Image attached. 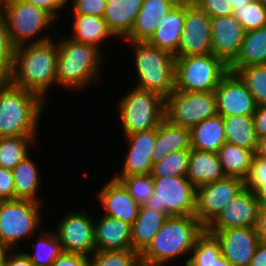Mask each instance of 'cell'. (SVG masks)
Returning a JSON list of instances; mask_svg holds the SVG:
<instances>
[{"instance_id":"cell-1","label":"cell","mask_w":266,"mask_h":266,"mask_svg":"<svg viewBox=\"0 0 266 266\" xmlns=\"http://www.w3.org/2000/svg\"><path fill=\"white\" fill-rule=\"evenodd\" d=\"M53 40L15 49L11 84L34 92L44 100L49 97L50 86L57 84L58 47Z\"/></svg>"},{"instance_id":"cell-2","label":"cell","mask_w":266,"mask_h":266,"mask_svg":"<svg viewBox=\"0 0 266 266\" xmlns=\"http://www.w3.org/2000/svg\"><path fill=\"white\" fill-rule=\"evenodd\" d=\"M205 229L195 216L167 217L151 243L140 253L141 266H165L174 258L188 256Z\"/></svg>"},{"instance_id":"cell-3","label":"cell","mask_w":266,"mask_h":266,"mask_svg":"<svg viewBox=\"0 0 266 266\" xmlns=\"http://www.w3.org/2000/svg\"><path fill=\"white\" fill-rule=\"evenodd\" d=\"M46 103L34 92L0 83V137L38 136Z\"/></svg>"},{"instance_id":"cell-4","label":"cell","mask_w":266,"mask_h":266,"mask_svg":"<svg viewBox=\"0 0 266 266\" xmlns=\"http://www.w3.org/2000/svg\"><path fill=\"white\" fill-rule=\"evenodd\" d=\"M64 37L59 36L57 42V85L71 91L85 90L90 83L99 82L103 52L97 46Z\"/></svg>"},{"instance_id":"cell-5","label":"cell","mask_w":266,"mask_h":266,"mask_svg":"<svg viewBox=\"0 0 266 266\" xmlns=\"http://www.w3.org/2000/svg\"><path fill=\"white\" fill-rule=\"evenodd\" d=\"M127 42L132 45L138 75L135 87L157 93L165 99L175 90L176 57L147 42Z\"/></svg>"},{"instance_id":"cell-6","label":"cell","mask_w":266,"mask_h":266,"mask_svg":"<svg viewBox=\"0 0 266 266\" xmlns=\"http://www.w3.org/2000/svg\"><path fill=\"white\" fill-rule=\"evenodd\" d=\"M0 15L4 19L14 48L52 40L44 30L56 24L43 10L25 0H0ZM40 35L39 37H37ZM48 35V36H47Z\"/></svg>"},{"instance_id":"cell-7","label":"cell","mask_w":266,"mask_h":266,"mask_svg":"<svg viewBox=\"0 0 266 266\" xmlns=\"http://www.w3.org/2000/svg\"><path fill=\"white\" fill-rule=\"evenodd\" d=\"M118 100L115 106L125 136L157 128L165 118V99L157 93L133 87Z\"/></svg>"},{"instance_id":"cell-8","label":"cell","mask_w":266,"mask_h":266,"mask_svg":"<svg viewBox=\"0 0 266 266\" xmlns=\"http://www.w3.org/2000/svg\"><path fill=\"white\" fill-rule=\"evenodd\" d=\"M229 72L228 65L212 53L176 57L175 90L211 92Z\"/></svg>"},{"instance_id":"cell-9","label":"cell","mask_w":266,"mask_h":266,"mask_svg":"<svg viewBox=\"0 0 266 266\" xmlns=\"http://www.w3.org/2000/svg\"><path fill=\"white\" fill-rule=\"evenodd\" d=\"M43 204L31 200H0V241L14 250L19 241L35 235L41 221Z\"/></svg>"},{"instance_id":"cell-10","label":"cell","mask_w":266,"mask_h":266,"mask_svg":"<svg viewBox=\"0 0 266 266\" xmlns=\"http://www.w3.org/2000/svg\"><path fill=\"white\" fill-rule=\"evenodd\" d=\"M154 190L146 206L169 216H195L197 188L186 176L153 178Z\"/></svg>"},{"instance_id":"cell-11","label":"cell","mask_w":266,"mask_h":266,"mask_svg":"<svg viewBox=\"0 0 266 266\" xmlns=\"http://www.w3.org/2000/svg\"><path fill=\"white\" fill-rule=\"evenodd\" d=\"M217 114L216 96L211 92L174 90L165 98L164 115L171 124L192 129Z\"/></svg>"},{"instance_id":"cell-12","label":"cell","mask_w":266,"mask_h":266,"mask_svg":"<svg viewBox=\"0 0 266 266\" xmlns=\"http://www.w3.org/2000/svg\"><path fill=\"white\" fill-rule=\"evenodd\" d=\"M54 231L63 252L91 257L96 251L94 242V218L86 209L65 211Z\"/></svg>"},{"instance_id":"cell-13","label":"cell","mask_w":266,"mask_h":266,"mask_svg":"<svg viewBox=\"0 0 266 266\" xmlns=\"http://www.w3.org/2000/svg\"><path fill=\"white\" fill-rule=\"evenodd\" d=\"M244 187V180L229 176L199 186L196 190L195 217L207 228Z\"/></svg>"},{"instance_id":"cell-14","label":"cell","mask_w":266,"mask_h":266,"mask_svg":"<svg viewBox=\"0 0 266 266\" xmlns=\"http://www.w3.org/2000/svg\"><path fill=\"white\" fill-rule=\"evenodd\" d=\"M211 17L191 0H185L184 28L178 45V57L212 53Z\"/></svg>"},{"instance_id":"cell-15","label":"cell","mask_w":266,"mask_h":266,"mask_svg":"<svg viewBox=\"0 0 266 266\" xmlns=\"http://www.w3.org/2000/svg\"><path fill=\"white\" fill-rule=\"evenodd\" d=\"M217 104V114L221 116L245 115L253 116L256 103L251 92L240 77L228 72L214 90Z\"/></svg>"},{"instance_id":"cell-16","label":"cell","mask_w":266,"mask_h":266,"mask_svg":"<svg viewBox=\"0 0 266 266\" xmlns=\"http://www.w3.org/2000/svg\"><path fill=\"white\" fill-rule=\"evenodd\" d=\"M259 206L254 192L244 187L237 196L227 203L206 230L220 232L231 228H254Z\"/></svg>"},{"instance_id":"cell-17","label":"cell","mask_w":266,"mask_h":266,"mask_svg":"<svg viewBox=\"0 0 266 266\" xmlns=\"http://www.w3.org/2000/svg\"><path fill=\"white\" fill-rule=\"evenodd\" d=\"M245 32L233 14L211 18L212 54L229 65L239 53Z\"/></svg>"},{"instance_id":"cell-18","label":"cell","mask_w":266,"mask_h":266,"mask_svg":"<svg viewBox=\"0 0 266 266\" xmlns=\"http://www.w3.org/2000/svg\"><path fill=\"white\" fill-rule=\"evenodd\" d=\"M129 145L124 158L122 170L116 172L115 176H130L139 174H150L152 170V154L156 141V128L135 132L126 135Z\"/></svg>"},{"instance_id":"cell-19","label":"cell","mask_w":266,"mask_h":266,"mask_svg":"<svg viewBox=\"0 0 266 266\" xmlns=\"http://www.w3.org/2000/svg\"><path fill=\"white\" fill-rule=\"evenodd\" d=\"M214 234L221 246V252L231 266H249L259 243L254 228H231Z\"/></svg>"},{"instance_id":"cell-20","label":"cell","mask_w":266,"mask_h":266,"mask_svg":"<svg viewBox=\"0 0 266 266\" xmlns=\"http://www.w3.org/2000/svg\"><path fill=\"white\" fill-rule=\"evenodd\" d=\"M99 201L103 215L117 218L130 225L136 220L140 205L131 197L124 186L113 177L100 189Z\"/></svg>"},{"instance_id":"cell-21","label":"cell","mask_w":266,"mask_h":266,"mask_svg":"<svg viewBox=\"0 0 266 266\" xmlns=\"http://www.w3.org/2000/svg\"><path fill=\"white\" fill-rule=\"evenodd\" d=\"M181 0H144L131 32L124 41L147 42L156 31L161 19Z\"/></svg>"},{"instance_id":"cell-22","label":"cell","mask_w":266,"mask_h":266,"mask_svg":"<svg viewBox=\"0 0 266 266\" xmlns=\"http://www.w3.org/2000/svg\"><path fill=\"white\" fill-rule=\"evenodd\" d=\"M97 220H94L96 251L132 249V227L129 223L103 214Z\"/></svg>"},{"instance_id":"cell-23","label":"cell","mask_w":266,"mask_h":266,"mask_svg":"<svg viewBox=\"0 0 266 266\" xmlns=\"http://www.w3.org/2000/svg\"><path fill=\"white\" fill-rule=\"evenodd\" d=\"M185 0H181L157 26L147 43L178 57V45L184 28Z\"/></svg>"},{"instance_id":"cell-24","label":"cell","mask_w":266,"mask_h":266,"mask_svg":"<svg viewBox=\"0 0 266 266\" xmlns=\"http://www.w3.org/2000/svg\"><path fill=\"white\" fill-rule=\"evenodd\" d=\"M191 148V129L171 124L164 118L156 128L152 163L161 161L171 152Z\"/></svg>"},{"instance_id":"cell-25","label":"cell","mask_w":266,"mask_h":266,"mask_svg":"<svg viewBox=\"0 0 266 266\" xmlns=\"http://www.w3.org/2000/svg\"><path fill=\"white\" fill-rule=\"evenodd\" d=\"M144 0H107L104 20L115 37L125 38L132 30Z\"/></svg>"},{"instance_id":"cell-26","label":"cell","mask_w":266,"mask_h":266,"mask_svg":"<svg viewBox=\"0 0 266 266\" xmlns=\"http://www.w3.org/2000/svg\"><path fill=\"white\" fill-rule=\"evenodd\" d=\"M226 177L217 153L190 149L186 178L196 187Z\"/></svg>"},{"instance_id":"cell-27","label":"cell","mask_w":266,"mask_h":266,"mask_svg":"<svg viewBox=\"0 0 266 266\" xmlns=\"http://www.w3.org/2000/svg\"><path fill=\"white\" fill-rule=\"evenodd\" d=\"M266 64V25L245 32L236 58L228 65L235 73L240 67Z\"/></svg>"},{"instance_id":"cell-28","label":"cell","mask_w":266,"mask_h":266,"mask_svg":"<svg viewBox=\"0 0 266 266\" xmlns=\"http://www.w3.org/2000/svg\"><path fill=\"white\" fill-rule=\"evenodd\" d=\"M226 142L223 116L208 117L191 129V147L217 153Z\"/></svg>"},{"instance_id":"cell-29","label":"cell","mask_w":266,"mask_h":266,"mask_svg":"<svg viewBox=\"0 0 266 266\" xmlns=\"http://www.w3.org/2000/svg\"><path fill=\"white\" fill-rule=\"evenodd\" d=\"M73 32L69 38L80 43H87L102 49V42L116 38L108 29L104 17L95 15L73 14Z\"/></svg>"},{"instance_id":"cell-30","label":"cell","mask_w":266,"mask_h":266,"mask_svg":"<svg viewBox=\"0 0 266 266\" xmlns=\"http://www.w3.org/2000/svg\"><path fill=\"white\" fill-rule=\"evenodd\" d=\"M39 171L36 161L34 162L30 155L12 169L15 199L31 200L43 204L41 197H38L42 180Z\"/></svg>"},{"instance_id":"cell-31","label":"cell","mask_w":266,"mask_h":266,"mask_svg":"<svg viewBox=\"0 0 266 266\" xmlns=\"http://www.w3.org/2000/svg\"><path fill=\"white\" fill-rule=\"evenodd\" d=\"M167 217L146 205L139 207L136 220L131 225L132 250L139 254L151 243Z\"/></svg>"},{"instance_id":"cell-32","label":"cell","mask_w":266,"mask_h":266,"mask_svg":"<svg viewBox=\"0 0 266 266\" xmlns=\"http://www.w3.org/2000/svg\"><path fill=\"white\" fill-rule=\"evenodd\" d=\"M226 176L245 180L249 175L254 150H249L235 144L225 142L217 152Z\"/></svg>"},{"instance_id":"cell-33","label":"cell","mask_w":266,"mask_h":266,"mask_svg":"<svg viewBox=\"0 0 266 266\" xmlns=\"http://www.w3.org/2000/svg\"><path fill=\"white\" fill-rule=\"evenodd\" d=\"M223 121L226 142L256 151L258 138L254 130L253 116H225Z\"/></svg>"},{"instance_id":"cell-34","label":"cell","mask_w":266,"mask_h":266,"mask_svg":"<svg viewBox=\"0 0 266 266\" xmlns=\"http://www.w3.org/2000/svg\"><path fill=\"white\" fill-rule=\"evenodd\" d=\"M37 136L0 137V167L14 169L36 147ZM30 147V148H29Z\"/></svg>"},{"instance_id":"cell-35","label":"cell","mask_w":266,"mask_h":266,"mask_svg":"<svg viewBox=\"0 0 266 266\" xmlns=\"http://www.w3.org/2000/svg\"><path fill=\"white\" fill-rule=\"evenodd\" d=\"M190 253V257H185V266H214L218 262V257L222 256L218 238L206 229L198 237Z\"/></svg>"},{"instance_id":"cell-36","label":"cell","mask_w":266,"mask_h":266,"mask_svg":"<svg viewBox=\"0 0 266 266\" xmlns=\"http://www.w3.org/2000/svg\"><path fill=\"white\" fill-rule=\"evenodd\" d=\"M42 233L37 236V243L32 244L33 254L28 251L25 255L34 266H51L63 249L54 231L48 230Z\"/></svg>"},{"instance_id":"cell-37","label":"cell","mask_w":266,"mask_h":266,"mask_svg":"<svg viewBox=\"0 0 266 266\" xmlns=\"http://www.w3.org/2000/svg\"><path fill=\"white\" fill-rule=\"evenodd\" d=\"M190 149L171 152L152 166L151 177L186 176L188 172Z\"/></svg>"},{"instance_id":"cell-38","label":"cell","mask_w":266,"mask_h":266,"mask_svg":"<svg viewBox=\"0 0 266 266\" xmlns=\"http://www.w3.org/2000/svg\"><path fill=\"white\" fill-rule=\"evenodd\" d=\"M246 84L256 105L266 104V64L240 67L235 72Z\"/></svg>"},{"instance_id":"cell-39","label":"cell","mask_w":266,"mask_h":266,"mask_svg":"<svg viewBox=\"0 0 266 266\" xmlns=\"http://www.w3.org/2000/svg\"><path fill=\"white\" fill-rule=\"evenodd\" d=\"M118 180L131 197L140 205H146L153 194L154 183L150 174L130 176H113Z\"/></svg>"},{"instance_id":"cell-40","label":"cell","mask_w":266,"mask_h":266,"mask_svg":"<svg viewBox=\"0 0 266 266\" xmlns=\"http://www.w3.org/2000/svg\"><path fill=\"white\" fill-rule=\"evenodd\" d=\"M91 266H141L140 254L132 249L95 251Z\"/></svg>"},{"instance_id":"cell-41","label":"cell","mask_w":266,"mask_h":266,"mask_svg":"<svg viewBox=\"0 0 266 266\" xmlns=\"http://www.w3.org/2000/svg\"><path fill=\"white\" fill-rule=\"evenodd\" d=\"M233 15L245 31L258 29L266 25V7L258 0H253L243 7L234 9Z\"/></svg>"},{"instance_id":"cell-42","label":"cell","mask_w":266,"mask_h":266,"mask_svg":"<svg viewBox=\"0 0 266 266\" xmlns=\"http://www.w3.org/2000/svg\"><path fill=\"white\" fill-rule=\"evenodd\" d=\"M15 48L10 40L7 25L0 15V83L10 82Z\"/></svg>"},{"instance_id":"cell-43","label":"cell","mask_w":266,"mask_h":266,"mask_svg":"<svg viewBox=\"0 0 266 266\" xmlns=\"http://www.w3.org/2000/svg\"><path fill=\"white\" fill-rule=\"evenodd\" d=\"M245 188L256 192L262 185L266 184V159L254 155L249 175L244 180Z\"/></svg>"},{"instance_id":"cell-44","label":"cell","mask_w":266,"mask_h":266,"mask_svg":"<svg viewBox=\"0 0 266 266\" xmlns=\"http://www.w3.org/2000/svg\"><path fill=\"white\" fill-rule=\"evenodd\" d=\"M68 2L73 8V14L104 17L106 12L107 0H68Z\"/></svg>"},{"instance_id":"cell-45","label":"cell","mask_w":266,"mask_h":266,"mask_svg":"<svg viewBox=\"0 0 266 266\" xmlns=\"http://www.w3.org/2000/svg\"><path fill=\"white\" fill-rule=\"evenodd\" d=\"M199 9L211 18L233 14V6L229 0H191Z\"/></svg>"},{"instance_id":"cell-46","label":"cell","mask_w":266,"mask_h":266,"mask_svg":"<svg viewBox=\"0 0 266 266\" xmlns=\"http://www.w3.org/2000/svg\"><path fill=\"white\" fill-rule=\"evenodd\" d=\"M28 3L36 6L50 15L55 21L58 20L61 15L59 12L61 9H65L68 5V0H25ZM59 10V11H58Z\"/></svg>"},{"instance_id":"cell-47","label":"cell","mask_w":266,"mask_h":266,"mask_svg":"<svg viewBox=\"0 0 266 266\" xmlns=\"http://www.w3.org/2000/svg\"><path fill=\"white\" fill-rule=\"evenodd\" d=\"M15 199L14 178L11 169L0 167V200Z\"/></svg>"},{"instance_id":"cell-48","label":"cell","mask_w":266,"mask_h":266,"mask_svg":"<svg viewBox=\"0 0 266 266\" xmlns=\"http://www.w3.org/2000/svg\"><path fill=\"white\" fill-rule=\"evenodd\" d=\"M51 266H91L88 256L62 252Z\"/></svg>"},{"instance_id":"cell-49","label":"cell","mask_w":266,"mask_h":266,"mask_svg":"<svg viewBox=\"0 0 266 266\" xmlns=\"http://www.w3.org/2000/svg\"><path fill=\"white\" fill-rule=\"evenodd\" d=\"M253 124L258 139L266 136V104L258 105L253 114Z\"/></svg>"},{"instance_id":"cell-50","label":"cell","mask_w":266,"mask_h":266,"mask_svg":"<svg viewBox=\"0 0 266 266\" xmlns=\"http://www.w3.org/2000/svg\"><path fill=\"white\" fill-rule=\"evenodd\" d=\"M18 250L19 251L11 250L8 253L4 266H33V263L25 255V253H23V251H21L20 249Z\"/></svg>"},{"instance_id":"cell-51","label":"cell","mask_w":266,"mask_h":266,"mask_svg":"<svg viewBox=\"0 0 266 266\" xmlns=\"http://www.w3.org/2000/svg\"><path fill=\"white\" fill-rule=\"evenodd\" d=\"M254 229L258 236L259 242L266 243V207L259 206Z\"/></svg>"},{"instance_id":"cell-52","label":"cell","mask_w":266,"mask_h":266,"mask_svg":"<svg viewBox=\"0 0 266 266\" xmlns=\"http://www.w3.org/2000/svg\"><path fill=\"white\" fill-rule=\"evenodd\" d=\"M249 266H266V243H258Z\"/></svg>"},{"instance_id":"cell-53","label":"cell","mask_w":266,"mask_h":266,"mask_svg":"<svg viewBox=\"0 0 266 266\" xmlns=\"http://www.w3.org/2000/svg\"><path fill=\"white\" fill-rule=\"evenodd\" d=\"M255 155L266 159V136L258 139Z\"/></svg>"},{"instance_id":"cell-54","label":"cell","mask_w":266,"mask_h":266,"mask_svg":"<svg viewBox=\"0 0 266 266\" xmlns=\"http://www.w3.org/2000/svg\"><path fill=\"white\" fill-rule=\"evenodd\" d=\"M259 205L266 207V184L262 185L255 193Z\"/></svg>"},{"instance_id":"cell-55","label":"cell","mask_w":266,"mask_h":266,"mask_svg":"<svg viewBox=\"0 0 266 266\" xmlns=\"http://www.w3.org/2000/svg\"><path fill=\"white\" fill-rule=\"evenodd\" d=\"M10 251L11 249L0 241V266H4L6 257Z\"/></svg>"},{"instance_id":"cell-56","label":"cell","mask_w":266,"mask_h":266,"mask_svg":"<svg viewBox=\"0 0 266 266\" xmlns=\"http://www.w3.org/2000/svg\"><path fill=\"white\" fill-rule=\"evenodd\" d=\"M253 0H229V4H232L233 9H237L238 7H243L250 3Z\"/></svg>"},{"instance_id":"cell-57","label":"cell","mask_w":266,"mask_h":266,"mask_svg":"<svg viewBox=\"0 0 266 266\" xmlns=\"http://www.w3.org/2000/svg\"><path fill=\"white\" fill-rule=\"evenodd\" d=\"M214 266H231L230 262L223 257H218V262Z\"/></svg>"},{"instance_id":"cell-58","label":"cell","mask_w":266,"mask_h":266,"mask_svg":"<svg viewBox=\"0 0 266 266\" xmlns=\"http://www.w3.org/2000/svg\"><path fill=\"white\" fill-rule=\"evenodd\" d=\"M260 3H262L266 7V0H258Z\"/></svg>"}]
</instances>
